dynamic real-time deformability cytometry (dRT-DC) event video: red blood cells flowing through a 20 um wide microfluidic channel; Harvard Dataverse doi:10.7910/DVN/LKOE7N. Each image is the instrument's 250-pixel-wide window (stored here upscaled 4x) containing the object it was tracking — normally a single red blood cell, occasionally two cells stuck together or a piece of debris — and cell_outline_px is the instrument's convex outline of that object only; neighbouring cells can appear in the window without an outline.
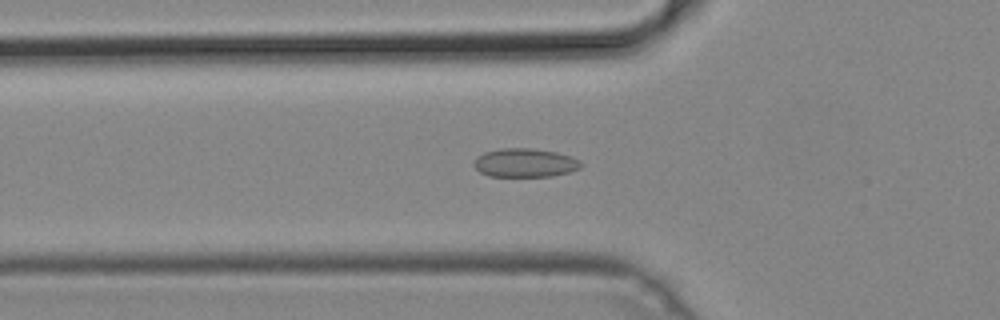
{"species": "common noctule bat (a hibernating species)", "species_latin": "Nyctalus noctula", "temperature_condition": "cold", "stored_images_in_passage": 51, "camera_frame_rate_fps": 3000, "um_per_image_px": 0.085, "animal": {"sex": "male", "body_mass_g": 19.2, "forearm_length_mm": 51.8}, "frame": {"image": 1, "passage_image": 18, "time_ms": 5.667, "image_size_px": [1000, 320], "cell_outline_px": [[584, 164], [580, 168], [568, 172], [552, 176], [488, 176], [480, 172], [472, 164], [476, 156], [484, 152], [500, 148], [532, 148], [556, 152], [572, 156], [580, 160]], "centroid_in_image_um": [44.62, 13.83], "position_along_channel_um": 81.2, "area_um2": 18.09}}
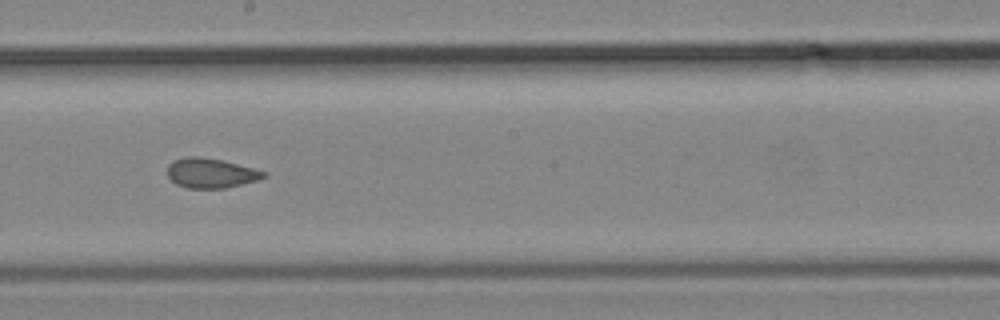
{"frame": {"image": 2, "passage_image": 29, "time_ms": 9.333, "image_size_px": [1000, 320], "cell_outline_px": [[268, 176], [256, 180], [224, 188], [188, 188], [176, 184], [168, 176], [168, 164], [172, 160], [188, 156], [196, 156], [224, 160], [268, 172]], "centroid_in_image_um": [17.92, 14.7], "position_along_channel_um": 230.3, "area_um2": 16.7}}
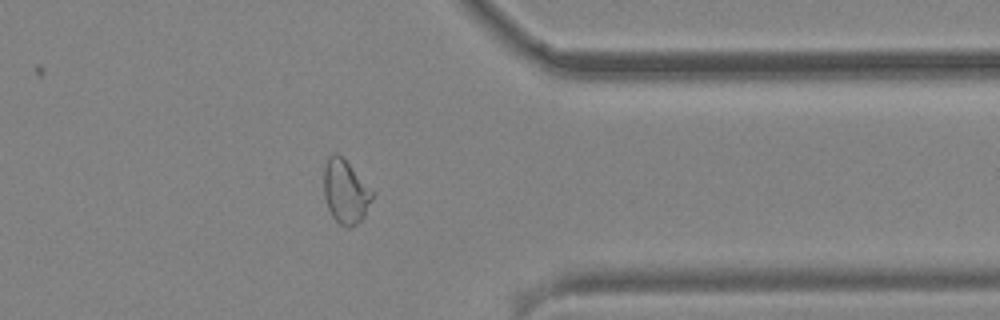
{"frame": {"image": 3, "passage_image": 41, "time_ms": 13.333, "image_size_px": [1000, 320], "cell_outline_px": [[376, 192], [364, 216], [356, 224], [348, 228], [340, 224], [332, 216], [328, 208], [324, 196], [324, 168], [328, 156], [332, 152], [336, 152]], "centroid_in_image_um": [29.38, 16.29], "position_along_channel_um": 382.0, "area_um2": 17.98}}